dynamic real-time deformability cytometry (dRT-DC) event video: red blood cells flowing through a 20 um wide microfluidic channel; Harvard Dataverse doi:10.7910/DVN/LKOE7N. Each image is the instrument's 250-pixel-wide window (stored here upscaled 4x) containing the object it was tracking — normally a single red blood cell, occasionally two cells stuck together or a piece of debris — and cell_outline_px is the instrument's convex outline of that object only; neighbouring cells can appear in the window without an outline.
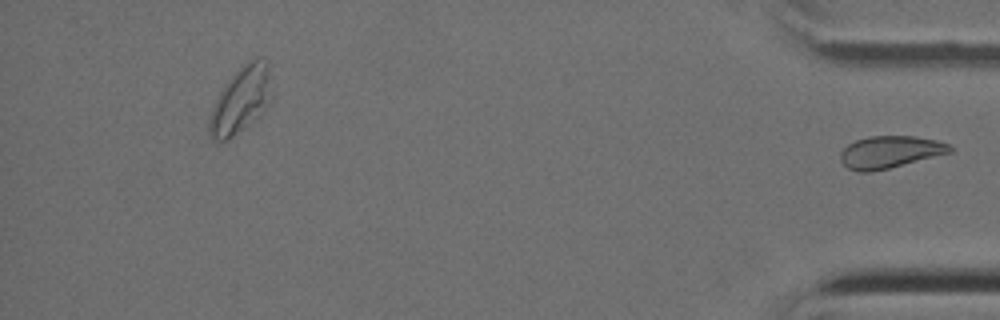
{"species": "Egyptian fruit bat (a non-hibernating species)", "species_latin": "Rousettus aegyptiacus", "temperature_condition": "cold", "stored_images_in_passage": 43, "segment_of_instrument_passage": [2, 2], "camera_frame_rate_fps": 3000, "um_per_image_px": 0.085, "animal": {"sex": "female"}, "frame": {"image": 1, "passage_image": 43, "time_ms": 14.0, "image_size_px": [1000, 320], "cell_outline_px": [[952, 152], [888, 168], [868, 172], [856, 172], [848, 168], [840, 160], [840, 152], [848, 144], [856, 140], [868, 136], [916, 136], [936, 140], [948, 144], [952, 148]], "centroid_in_image_um": [75.62, 12.91], "position_along_channel_um": 359.6, "area_um2": 20.4}}